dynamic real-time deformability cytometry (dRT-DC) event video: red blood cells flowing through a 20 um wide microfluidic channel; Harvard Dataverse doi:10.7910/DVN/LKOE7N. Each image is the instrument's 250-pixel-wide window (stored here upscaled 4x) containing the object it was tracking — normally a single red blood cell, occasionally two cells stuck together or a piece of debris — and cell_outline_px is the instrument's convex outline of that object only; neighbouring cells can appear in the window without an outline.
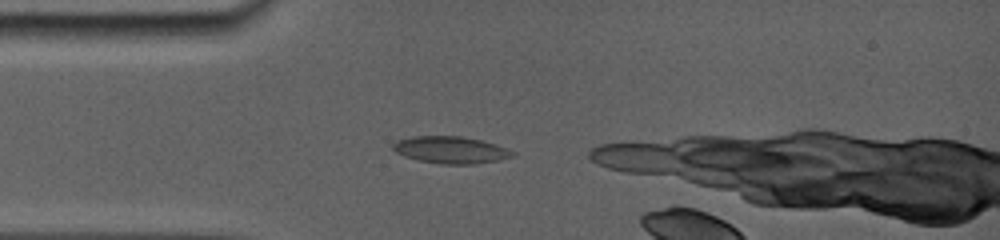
{"species": "common noctule bat (a hibernating species)", "species_latin": "Nyctalus noctula", "temperature_condition": "room temperature", "stored_images_in_passage": 7, "camera_frame_rate_fps": 5000, "um_per_image_px": 0.085, "animal": {"sex": "female", "body_mass_g": 19.0, "forearm_length_mm": 56.7}, "frame": {"image": 1, "passage_image": 2, "time_ms": 0.8, "image_size_px": [1000, 240], "cell_outline_px": [[512, 156], [496, 160], [472, 164], [440, 164], [420, 160], [404, 156], [396, 152], [392, 148], [392, 144], [400, 140], [420, 136], [456, 136], [476, 140], [492, 144], [504, 148], [512, 152]], "centroid_in_image_um": [38.23, 12.75], "position_along_channel_um": 46.8, "area_um2": 17.98}}
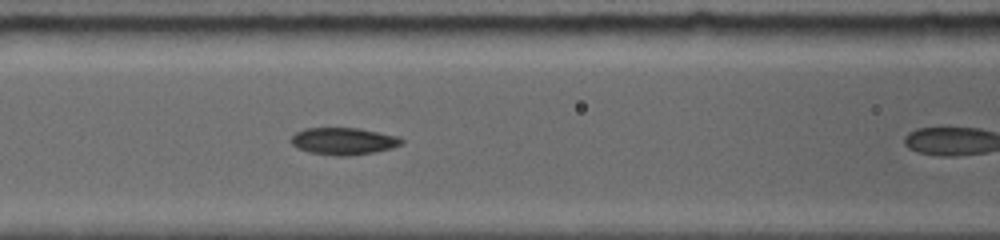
{"frame": {"image": 2, "passage_image": 5, "time_ms": 3.4, "image_size_px": [1000, 240], "cell_outline_px": [[404, 140], [400, 144], [388, 148], [372, 152], [348, 156], [344, 156], [312, 152], [300, 148], [292, 144], [292, 136], [296, 132], [308, 128], [356, 128], [376, 132], [392, 136]], "centroid_in_image_um": [29.15, 11.99], "position_along_channel_um": 137.5, "area_um2": 16.59}}
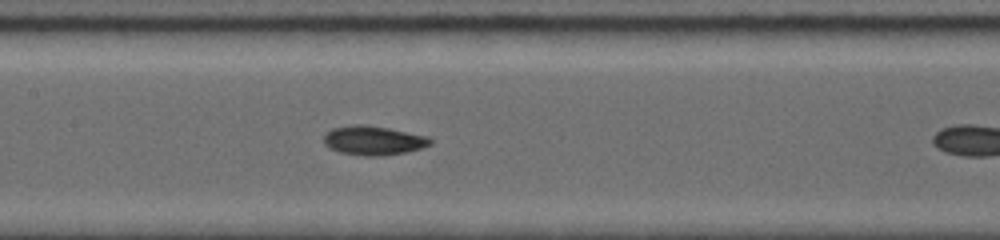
{"frame": {"image": 3, "passage_image": 6, "time_ms": 4.4, "image_size_px": [1000, 240], "cell_outline_px": [[432, 140], [428, 144], [420, 148], [404, 152], [376, 156], [364, 156], [340, 152], [332, 148], [324, 140], [324, 136], [328, 132], [336, 128], [388, 128], [424, 136]], "centroid_in_image_um": [31.78, 12.0], "position_along_channel_um": 175.6, "area_um2": 16.47}}